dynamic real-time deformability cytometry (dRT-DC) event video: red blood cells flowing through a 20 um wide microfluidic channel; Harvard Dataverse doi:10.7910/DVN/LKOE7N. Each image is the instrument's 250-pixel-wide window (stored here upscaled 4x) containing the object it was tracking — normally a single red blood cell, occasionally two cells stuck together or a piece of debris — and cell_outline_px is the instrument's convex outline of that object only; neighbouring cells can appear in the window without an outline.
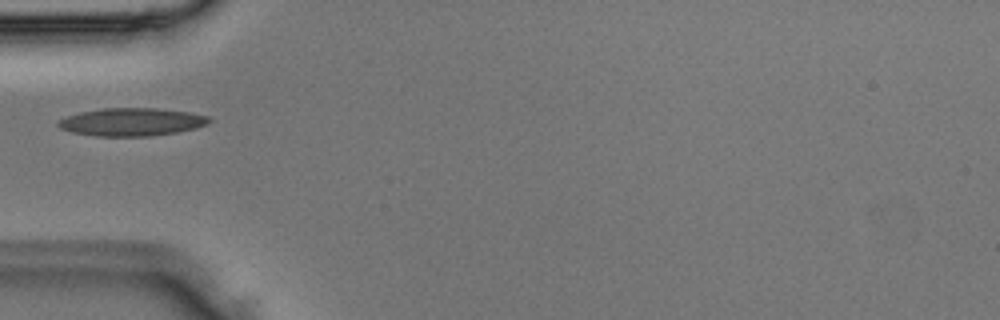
{"species": "Egyptian fruit bat (a non-hibernating species)", "species_latin": "Rousettus aegyptiacus", "temperature_condition": "room temperature", "stored_images_in_passage": 3, "camera_frame_rate_fps": 3000, "um_per_image_px": 0.085, "animal": {"sex": "male"}, "frame": {"image": 1, "passage_image": 3, "time_ms": 0.667, "image_size_px": [1000, 320], "cell_outline_px": [[212, 120], [208, 124], [196, 128], [176, 132], [148, 136], [96, 136], [72, 132], [60, 128], [56, 124], [56, 120], [80, 112], [104, 108], [156, 108], [188, 112], [208, 116]], "centroid_in_image_um": [11.18, 10.36], "position_along_channel_um": 73.8, "area_um2": 24.51}}